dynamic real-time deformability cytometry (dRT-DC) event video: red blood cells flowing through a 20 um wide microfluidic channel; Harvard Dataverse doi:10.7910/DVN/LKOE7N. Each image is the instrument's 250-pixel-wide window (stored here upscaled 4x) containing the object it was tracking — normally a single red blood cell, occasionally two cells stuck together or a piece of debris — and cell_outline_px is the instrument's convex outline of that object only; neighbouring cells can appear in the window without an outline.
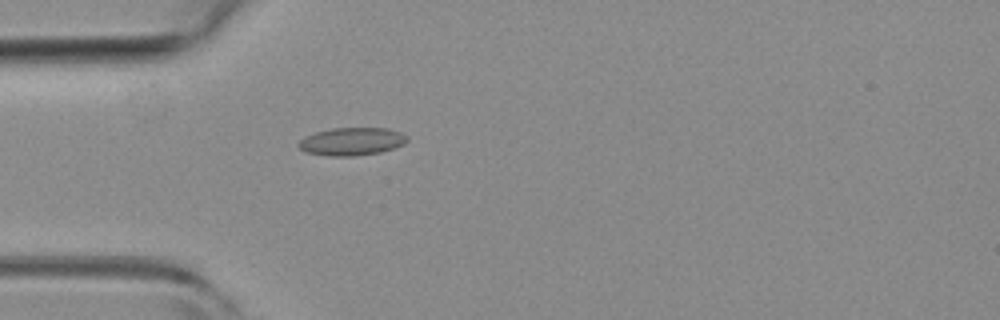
{"species": "common noctule bat (a hibernating species)", "species_latin": "Nyctalus noctula", "temperature_condition": "room temperature", "stored_images_in_passage": 1, "camera_frame_rate_fps": 3000, "um_per_image_px": 0.085, "animal": {"sex": "female", "body_mass_g": 19.3, "forearm_length_mm": 54.1}, "frame": {"image": 1, "passage_image": 1, "time_ms": 0.0, "image_size_px": [1000, 320], "cell_outline_px": [[408, 140], [404, 144], [380, 152], [352, 156], [328, 156], [304, 152], [296, 144], [304, 136], [316, 132], [332, 128], [388, 128], [400, 132], [408, 136]], "centroid_in_image_um": [29.87, 12.02], "position_along_channel_um": 55.1, "area_um2": 17.69}}